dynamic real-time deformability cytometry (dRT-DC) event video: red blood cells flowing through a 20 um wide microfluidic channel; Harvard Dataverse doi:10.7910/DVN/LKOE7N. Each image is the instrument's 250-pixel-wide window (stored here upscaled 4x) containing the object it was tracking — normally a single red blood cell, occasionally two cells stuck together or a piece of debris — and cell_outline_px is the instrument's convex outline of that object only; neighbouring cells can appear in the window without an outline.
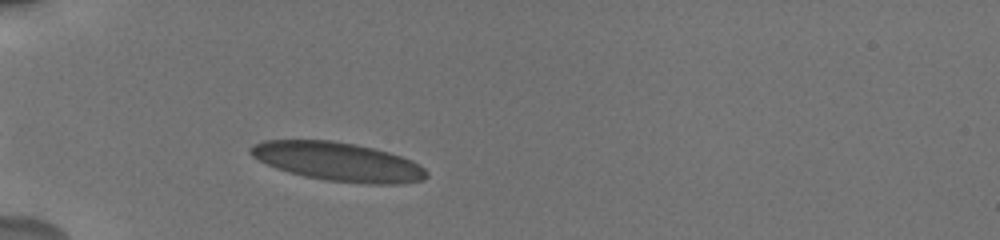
{"species": "human", "species_latin": "Homo sapiens", "temperature_condition": "cold", "stored_images_in_passage": 4, "camera_frame_rate_fps": 3000, "um_per_image_px": 0.085, "donor": {"sex": "male"}, "frame": {"image": 1, "passage_image": 3, "time_ms": 2.0, "image_size_px": [1000, 240], "cell_outline_px": [[428, 176], [424, 180], [400, 184], [368, 184], [324, 180], [304, 176], [288, 172], [276, 168], [252, 156], [248, 152], [248, 148], [252, 144], [264, 140], [332, 140], [372, 148], [388, 152], [412, 160], [420, 164], [428, 172]], "centroid_in_image_um": [28.73, 13.75], "position_along_channel_um": 56.3, "area_um2": 39.82}}